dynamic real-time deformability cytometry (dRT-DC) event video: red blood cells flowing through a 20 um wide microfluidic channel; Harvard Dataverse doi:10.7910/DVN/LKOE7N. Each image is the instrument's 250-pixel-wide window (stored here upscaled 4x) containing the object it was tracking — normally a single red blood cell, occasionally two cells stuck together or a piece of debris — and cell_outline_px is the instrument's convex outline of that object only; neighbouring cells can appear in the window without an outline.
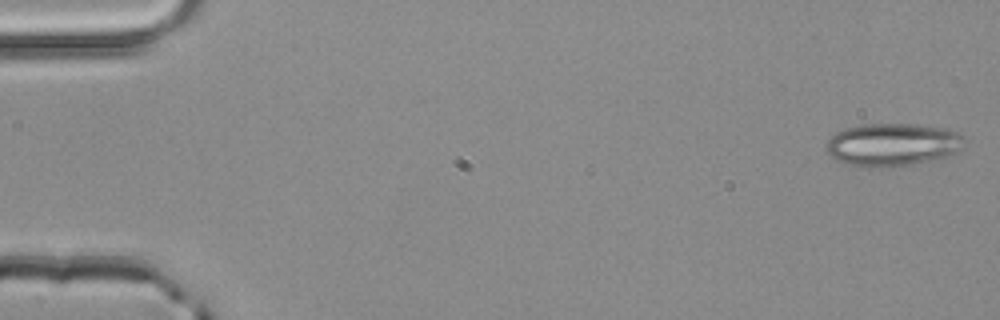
{"species": "common noctule bat (a hibernating species)", "species_latin": "Nyctalus noctula", "temperature_condition": "room temperature", "stored_images_in_passage": 51, "camera_frame_rate_fps": 3000, "um_per_image_px": 0.085, "animal": {"sex": "male", "body_mass_g": 20.4}, "frame": {"image": 1, "passage_image": 1, "time_ms": 0.0, "image_size_px": [1000, 320], "cell_outline_px": [[964, 140], [948, 156], [936, 160], [892, 168], [868, 168], [848, 164], [836, 160], [828, 152], [828, 140], [836, 132], [844, 128], [864, 124], [916, 124], [948, 128], [964, 136]], "centroid_in_image_um": [75.85, 12.3], "position_along_channel_um": 9.2, "area_um2": 34.56}}
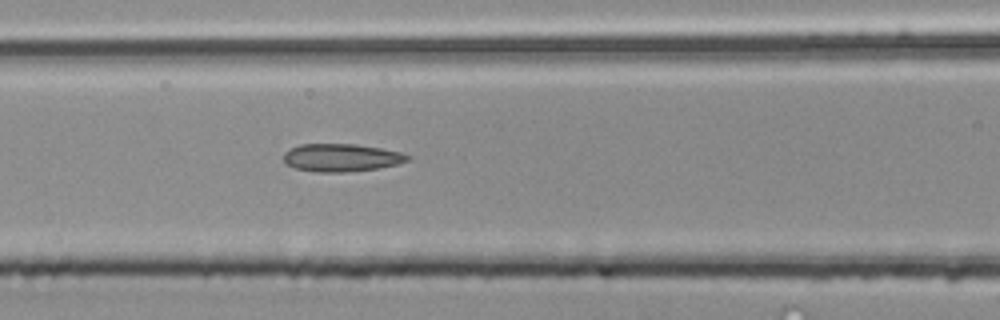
{"frame": {"image": 2, "passage_image": 22, "time_ms": 7.0, "image_size_px": [1000, 320], "cell_outline_px": [[412, 160], [400, 164], [380, 168], [344, 172], [316, 172], [296, 168], [284, 164], [284, 152], [300, 144], [356, 144], [380, 148], [400, 152], [412, 156]], "centroid_in_image_um": [29.06, 13.4], "position_along_channel_um": 137.5, "area_um2": 20.29}}
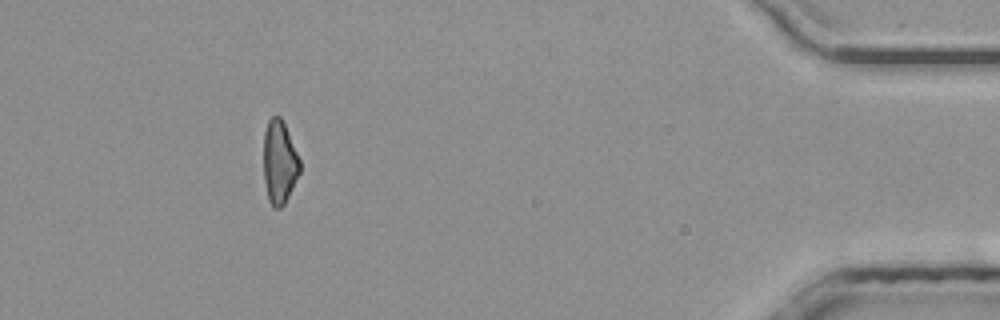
{"frame": {"image": 3, "passage_image": 47, "time_ms": 15.333, "image_size_px": [1000, 320], "cell_outline_px": [[300, 172], [284, 204], [280, 208], [272, 208], [268, 200], [264, 180], [264, 132], [268, 120], [272, 116], [280, 116], [284, 124], [300, 160]], "centroid_in_image_um": [23.73, 13.81], "position_along_channel_um": 411.5, "area_um2": 17.46}, "authors_computed_cell_mechanics": {"area_um2": 19.652, "velocity_mm_per_s": 4.0376, "shape_relaxation_time_tau1_ms": 7.1581, "shape_relaxation_time_tau2_ms": 3.0139, "deformation_change_tau1": 0.1577, "deformation_change_tau2": 0.1416}}